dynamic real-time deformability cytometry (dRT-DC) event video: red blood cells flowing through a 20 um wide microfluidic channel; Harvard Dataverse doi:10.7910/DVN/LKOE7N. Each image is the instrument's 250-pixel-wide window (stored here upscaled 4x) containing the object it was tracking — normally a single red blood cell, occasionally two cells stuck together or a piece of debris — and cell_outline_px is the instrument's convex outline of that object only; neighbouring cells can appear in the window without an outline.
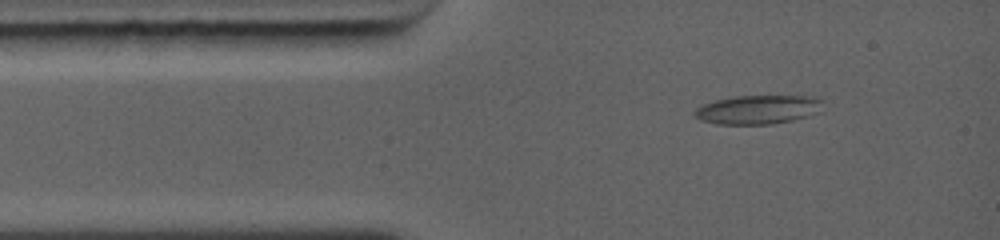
{"species": "common noctule bat (a hibernating species)", "species_latin": "Nyctalus noctula", "temperature_condition": "warm", "stored_images_in_passage": 6, "camera_frame_rate_fps": 5000, "um_per_image_px": 0.085, "animal": {"sex": "female", "body_mass_g": 19.0, "forearm_length_mm": 56.7}, "frame": {"image": 1, "passage_image": 2, "time_ms": 1.0, "image_size_px": [1000, 240], "cell_outline_px": [[820, 100], [804, 116], [792, 120], [772, 124], [716, 124], [700, 120], [696, 116], [696, 112], [704, 104], [716, 100], [736, 96], [804, 96]], "centroid_in_image_um": [64.24, 9.32], "position_along_channel_um": 20.8, "area_um2": 20.29}}
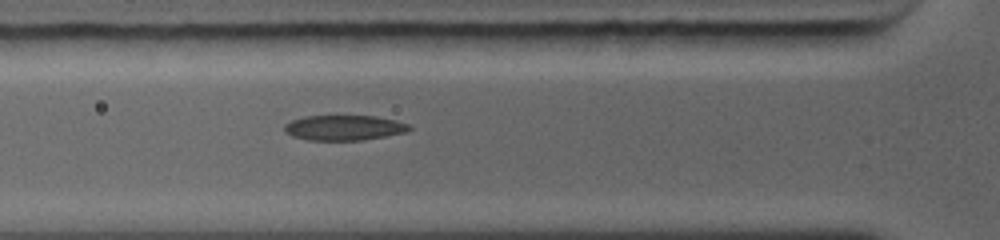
{"frame": {"image": 2, "passage_image": 5, "time_ms": 3.4, "image_size_px": [1000, 240], "cell_outline_px": [[412, 128], [408, 132], [364, 140], [308, 140], [292, 136], [284, 132], [284, 124], [292, 120], [304, 116], [376, 116], [408, 124]], "centroid_in_image_um": [29.22, 10.86], "position_along_channel_um": 96.6, "area_um2": 18.32}}
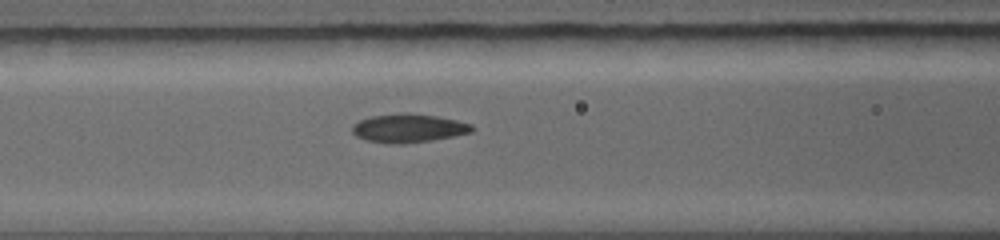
{"frame": {"image": 3, "passage_image": 6, "time_ms": 4.2, "image_size_px": [1000, 240], "cell_outline_px": [[472, 132], [432, 140], [404, 144], [388, 144], [368, 140], [356, 136], [352, 132], [352, 128], [360, 120], [372, 116], [400, 112], [408, 112], [436, 116], [456, 120], [472, 124]], "centroid_in_image_um": [34.71, 10.89], "position_along_channel_um": 131.9, "area_um2": 19.88}}